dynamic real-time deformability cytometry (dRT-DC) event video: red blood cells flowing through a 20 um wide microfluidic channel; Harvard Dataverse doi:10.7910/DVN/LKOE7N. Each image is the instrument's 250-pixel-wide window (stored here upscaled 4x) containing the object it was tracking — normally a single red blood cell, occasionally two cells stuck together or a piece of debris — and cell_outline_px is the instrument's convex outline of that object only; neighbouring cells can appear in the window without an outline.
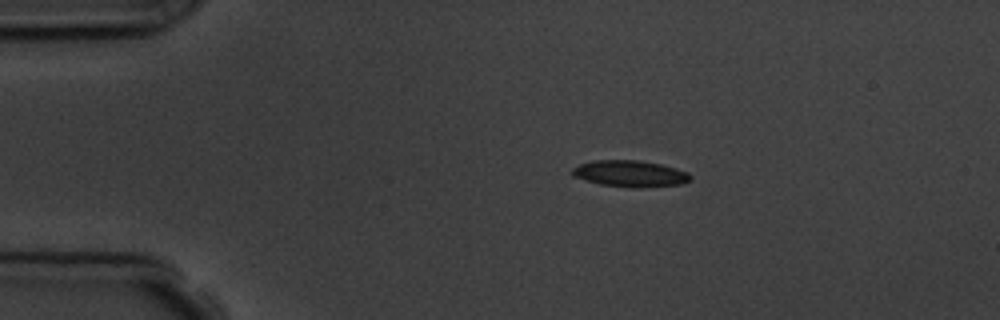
{"species": "common noctule bat (a hibernating species)", "species_latin": "Nyctalus noctula", "temperature_condition": "room temperature", "stored_images_in_passage": 5, "camera_frame_rate_fps": 3000, "um_per_image_px": 0.085, "animal": {"sex": "male", "body_mass_g": 19.5, "forearm_length_mm": 54.6}, "frame": {"image": 1, "passage_image": 1, "time_ms": 0.0, "image_size_px": [1000, 320], "cell_outline_px": [[692, 180], [680, 184], [600, 184], [572, 176], [572, 168], [580, 164], [592, 160], [636, 160], [660, 164], [676, 168], [688, 172], [692, 176]], "centroid_in_image_um": [53.52, 14.69], "position_along_channel_um": 31.5, "area_um2": 16.99}}
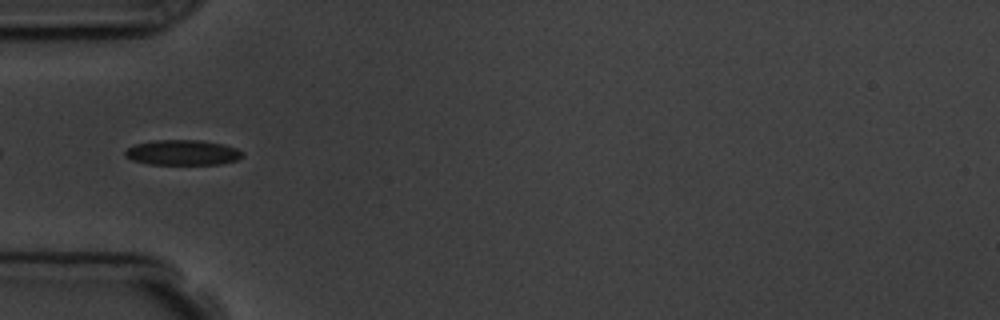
{"frame": {"image": 2, "passage_image": 3, "time_ms": 2.333, "image_size_px": [1000, 320], "cell_outline_px": [[244, 156], [236, 160], [220, 164], [148, 164], [132, 160], [124, 156], [124, 152], [128, 148], [136, 144], [156, 140], [200, 140], [224, 144], [236, 148], [244, 152]], "centroid_in_image_um": [15.54, 12.97], "position_along_channel_um": 69.5, "area_um2": 17.28}}